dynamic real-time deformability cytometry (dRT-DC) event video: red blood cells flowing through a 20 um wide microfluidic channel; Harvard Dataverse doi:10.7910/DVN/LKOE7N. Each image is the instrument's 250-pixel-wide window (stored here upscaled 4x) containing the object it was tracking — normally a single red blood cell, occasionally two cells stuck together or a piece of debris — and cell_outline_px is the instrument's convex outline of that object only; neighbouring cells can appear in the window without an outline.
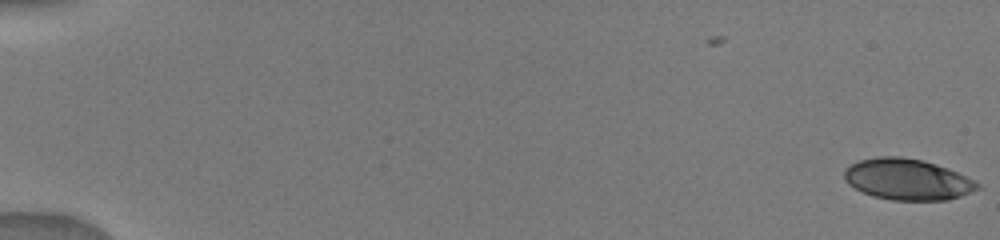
{"species": "human", "species_latin": "Homo sapiens", "temperature_condition": "warm", "stored_images_in_passage": 12, "camera_frame_rate_fps": 3000, "um_per_image_px": 0.085, "donor": {"sex": "male"}, "frame": {"image": 1, "passage_image": 1, "time_ms": 0.0, "image_size_px": [1000, 240], "cell_outline_px": [[980, 188], [960, 196], [948, 200], [892, 200], [872, 196], [848, 184], [844, 180], [844, 168], [860, 160], [876, 156], [900, 156], [924, 160], [948, 168], [976, 180], [980, 184]], "centroid_in_image_um": [77.13, 15.24], "position_along_channel_um": 7.9, "area_um2": 32.08}}
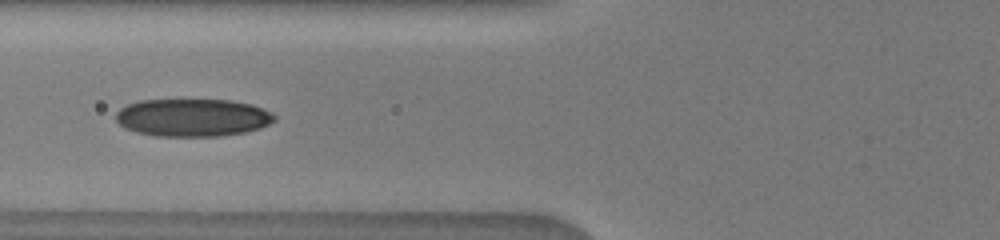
{"frame": {"image": 2, "passage_image": 8, "time_ms": 7.0, "image_size_px": [1000, 240], "cell_outline_px": [[276, 120], [260, 128], [244, 132], [220, 136], [156, 136], [136, 132], [124, 128], [116, 120], [116, 112], [120, 108], [128, 104], [140, 100], [232, 100], [252, 104], [272, 112], [276, 116]], "centroid_in_image_um": [16.38, 9.99], "position_along_channel_um": 109.4, "area_um2": 35.03}}
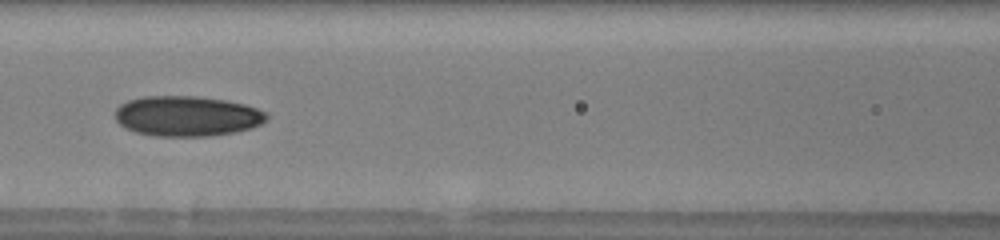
{"frame": {"image": 3, "passage_image": 9, "time_ms": 8.0, "image_size_px": [1000, 240], "cell_outline_px": [[268, 120], [252, 128], [236, 132], [208, 136], [156, 136], [136, 132], [120, 124], [116, 120], [116, 108], [120, 104], [128, 100], [144, 96], [196, 96], [224, 100], [244, 104], [268, 112]], "centroid_in_image_um": [15.93, 9.86], "position_along_channel_um": 150.7, "area_um2": 35.6}}